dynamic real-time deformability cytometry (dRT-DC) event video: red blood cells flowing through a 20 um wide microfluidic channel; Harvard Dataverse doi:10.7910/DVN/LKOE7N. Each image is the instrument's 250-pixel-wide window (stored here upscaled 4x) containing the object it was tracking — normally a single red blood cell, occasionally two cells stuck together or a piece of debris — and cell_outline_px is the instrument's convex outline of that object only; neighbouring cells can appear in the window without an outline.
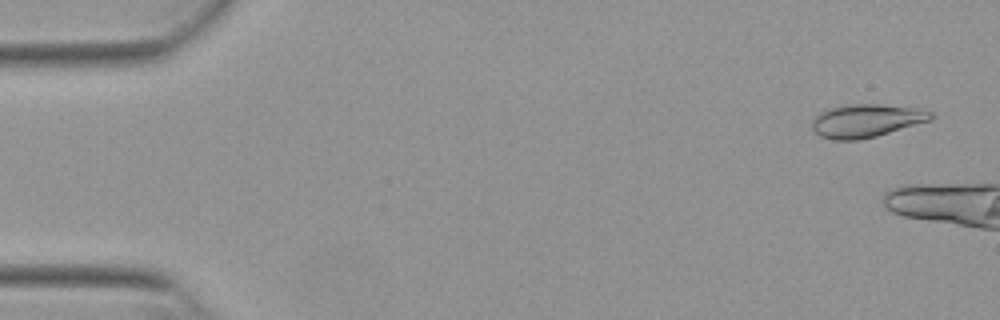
{"species": "Egyptian fruit bat (a non-hibernating species)", "species_latin": "Rousettus aegyptiacus", "temperature_condition": "warm", "stored_images_in_passage": 6, "camera_frame_rate_fps": 3000, "um_per_image_px": 0.085, "animal": {"sex": "female"}, "frame": {"image": 1, "passage_image": 3, "time_ms": 0.667, "image_size_px": [1000, 320], "cell_outline_px": [[936, 116], [932, 120], [876, 136], [860, 140], [832, 140], [820, 136], [812, 128], [812, 124], [816, 116], [820, 112], [828, 108], [856, 104], [876, 104], [916, 108], [932, 112]], "centroid_in_image_um": [73.66, 10.27], "position_along_channel_um": 11.3, "area_um2": 22.83}}